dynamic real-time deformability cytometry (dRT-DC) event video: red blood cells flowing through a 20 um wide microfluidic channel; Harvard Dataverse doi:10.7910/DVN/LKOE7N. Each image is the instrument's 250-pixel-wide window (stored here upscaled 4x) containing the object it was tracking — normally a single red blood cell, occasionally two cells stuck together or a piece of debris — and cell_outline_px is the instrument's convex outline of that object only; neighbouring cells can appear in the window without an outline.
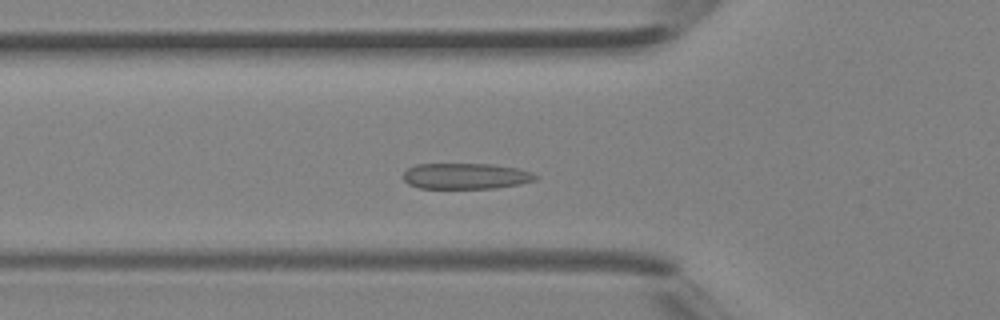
{"species": "Egyptian fruit bat (a non-hibernating species)", "species_latin": "Rousettus aegyptiacus", "temperature_condition": "room temperature", "stored_images_in_passage": 36, "camera_frame_rate_fps": 3000, "um_per_image_px": 0.085, "animal": {"sex": "female"}, "frame": {"image": 1, "passage_image": 10, "time_ms": 3.0, "image_size_px": [1000, 320], "cell_outline_px": [[540, 176], [536, 180], [520, 184], [496, 188], [420, 188], [408, 184], [404, 180], [404, 172], [408, 168], [416, 164], [492, 164], [516, 168], [532, 172]], "centroid_in_image_um": [39.62, 14.97], "position_along_channel_um": 86.2, "area_um2": 20.0}}
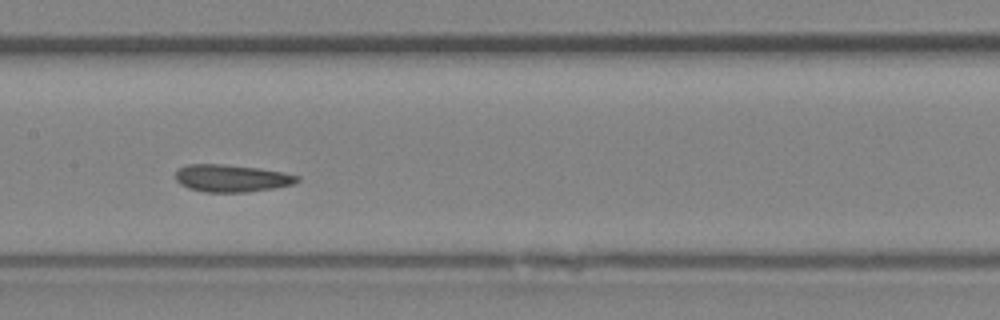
{"frame": {"image": 2, "passage_image": 16, "time_ms": 5.0, "image_size_px": [1000, 320], "cell_outline_px": [[300, 180], [292, 184], [272, 188], [248, 192], [204, 192], [188, 188], [180, 184], [176, 180], [176, 172], [180, 168], [188, 164], [224, 164], [256, 168], [284, 172], [300, 176]], "centroid_in_image_um": [19.68, 15.15], "position_along_channel_um": 187.7, "area_um2": 19.31}}
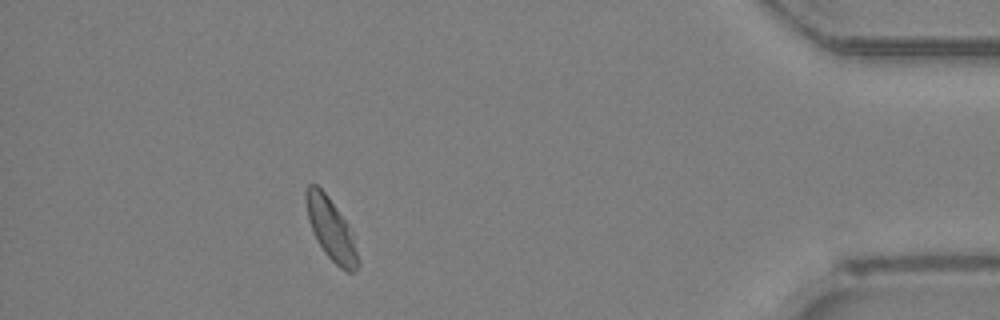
{"frame": {"image": 3, "passage_image": 32, "time_ms": 10.333, "image_size_px": [1000, 320], "cell_outline_px": [[360, 264], [356, 272], [348, 272], [340, 268], [324, 252], [308, 220], [304, 196], [304, 192], [308, 184], [316, 184], [328, 196], [348, 224], [352, 232]], "centroid_in_image_um": [28.14, 19.48], "position_along_channel_um": 407.1, "area_um2": 18.61}}